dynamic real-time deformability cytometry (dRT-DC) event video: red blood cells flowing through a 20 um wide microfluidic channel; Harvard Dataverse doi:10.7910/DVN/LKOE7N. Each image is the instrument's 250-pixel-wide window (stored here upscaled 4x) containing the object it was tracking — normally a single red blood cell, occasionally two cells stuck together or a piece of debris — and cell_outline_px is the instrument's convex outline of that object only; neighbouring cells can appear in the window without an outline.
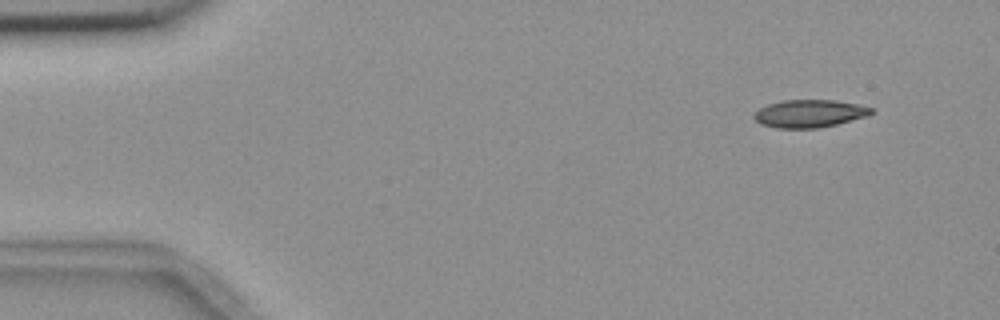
{"species": "common noctule bat (a hibernating species)", "species_latin": "Nyctalus noctula", "temperature_condition": "room temperature", "stored_images_in_passage": 4, "segment_of_instrument_passage": [2, 2], "camera_frame_rate_fps": 3000, "um_per_image_px": 0.085, "animal": {"sex": "female", "body_mass_g": 18.4}, "frame": {"image": 1, "passage_image": 4, "time_ms": 3.667, "image_size_px": [1000, 320], "cell_outline_px": [[872, 112], [868, 116], [820, 128], [776, 128], [760, 124], [752, 116], [752, 112], [768, 104], [780, 100], [836, 100], [856, 104], [872, 108]], "centroid_in_image_um": [68.75, 9.65], "position_along_channel_um": 16.3, "area_um2": 19.02}}